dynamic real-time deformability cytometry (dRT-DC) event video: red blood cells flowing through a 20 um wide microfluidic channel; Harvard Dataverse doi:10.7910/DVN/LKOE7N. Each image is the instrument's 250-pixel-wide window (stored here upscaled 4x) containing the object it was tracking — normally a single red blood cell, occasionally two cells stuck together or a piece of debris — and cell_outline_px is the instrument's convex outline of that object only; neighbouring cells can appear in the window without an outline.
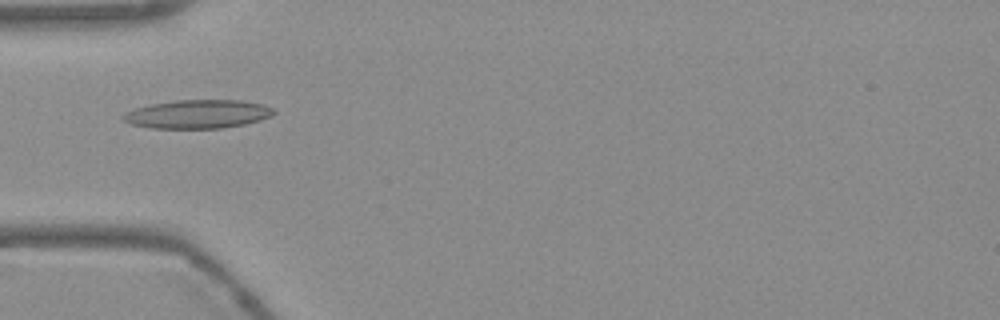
{"species": "Egyptian fruit bat (a non-hibernating species)", "species_latin": "Rousettus aegyptiacus", "temperature_condition": "warm", "stored_images_in_passage": 54, "camera_frame_rate_fps": 3000, "um_per_image_px": 0.085, "frame": {"image": 1, "passage_image": 17, "time_ms": 5.333, "image_size_px": [1000, 320], "cell_outline_px": [[276, 112], [272, 116], [260, 120], [244, 124], [220, 128], [152, 128], [132, 124], [120, 120], [120, 116], [124, 112], [132, 108], [152, 104], [176, 100], [244, 100], [260, 104], [272, 108]], "centroid_in_image_um": [16.75, 9.69], "position_along_channel_um": 68.2, "area_um2": 25.2}}
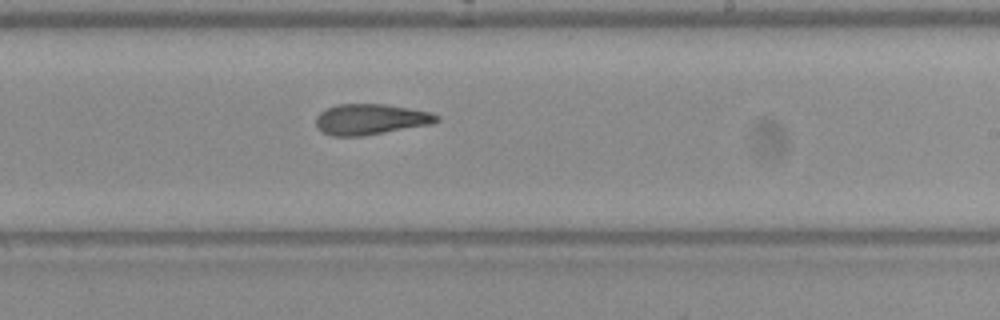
{"frame": {"image": 2, "passage_image": 32, "time_ms": 10.333, "image_size_px": [1000, 320], "cell_outline_px": [[440, 120], [432, 124], [364, 136], [332, 136], [320, 132], [316, 124], [316, 116], [320, 112], [336, 104], [384, 104], [432, 112], [440, 116]], "centroid_in_image_um": [31.5, 10.15], "position_along_channel_um": 257.5, "area_um2": 21.79}}
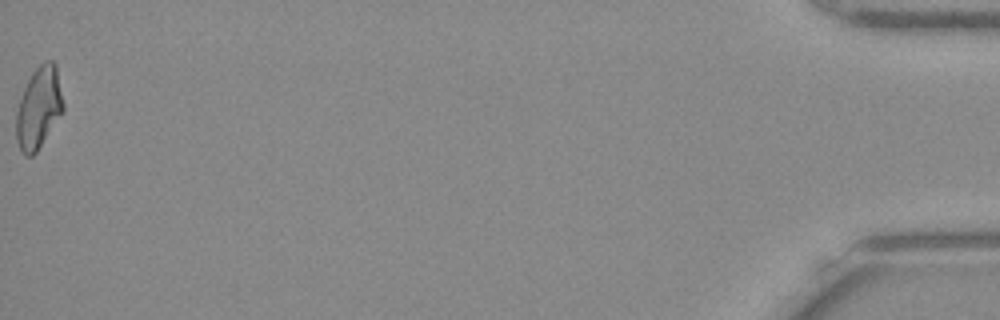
{"frame": {"image": 3, "passage_image": 54, "time_ms": 17.667, "image_size_px": [1000, 320], "cell_outline_px": [[64, 112], [36, 152], [32, 156], [24, 156], [20, 152], [16, 140], [16, 112], [24, 88], [32, 72], [44, 60], [52, 60], [56, 64], [64, 104]], "centroid_in_image_um": [3.3, 9.18], "position_along_channel_um": 431.9, "area_um2": 22.6}, "authors_computed_cell_mechanics": {"area_um2": 22.3686, "velocity_mm_per_s": 3.7678, "shape_relaxation_time_tau1_ms": null, "shape_relaxation_time_tau2_ms": 4.2984, "deformation_change_tau1": null, "deformation_change_tau2": 0.1369}}